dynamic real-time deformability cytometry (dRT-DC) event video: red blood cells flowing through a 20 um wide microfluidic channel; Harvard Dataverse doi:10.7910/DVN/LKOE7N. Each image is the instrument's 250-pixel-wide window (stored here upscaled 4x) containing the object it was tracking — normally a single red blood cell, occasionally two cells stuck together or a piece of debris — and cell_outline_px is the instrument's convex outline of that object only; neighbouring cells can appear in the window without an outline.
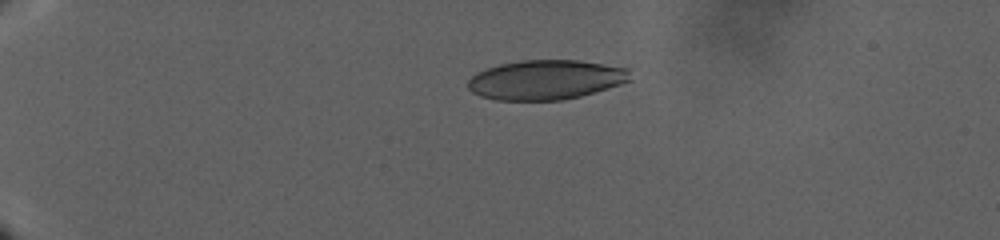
{"species": "human", "species_latin": "Homo sapiens", "temperature_condition": "warm", "stored_images_in_passage": 58, "camera_frame_rate_fps": 3000, "um_per_image_px": 0.085, "donor": {"sex": "male"}, "frame": {"image": 1, "passage_image": 1, "time_ms": 0.0, "image_size_px": [1000, 240], "cell_outline_px": [[632, 80], [620, 84], [580, 96], [560, 100], [496, 100], [480, 96], [472, 92], [468, 88], [468, 80], [476, 72], [500, 64], [520, 60], [580, 60], [628, 68]], "centroid_in_image_um": [46.38, 6.77], "position_along_channel_um": 38.6, "area_um2": 37.4}}
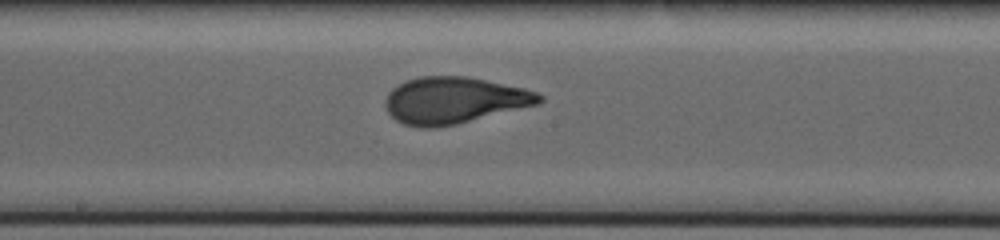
{"frame": {"image": 2, "passage_image": 29, "time_ms": 16.0, "image_size_px": [1000, 240], "cell_outline_px": [[544, 100], [540, 104], [456, 124], [436, 128], [420, 128], [404, 124], [396, 120], [388, 112], [384, 104], [388, 92], [396, 84], [420, 76], [468, 76], [524, 88], [536, 92], [544, 96]], "centroid_in_image_um": [38.6, 8.53], "position_along_channel_um": 209.6, "area_um2": 42.02}}
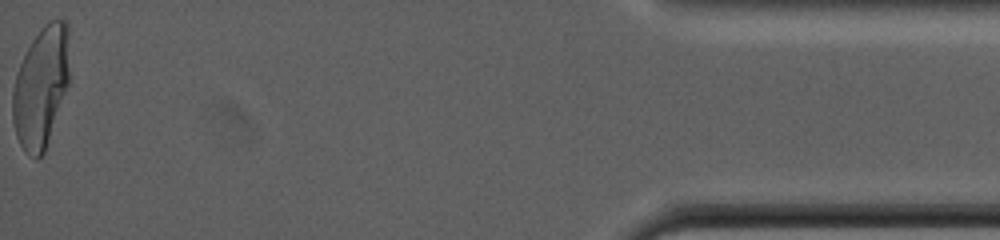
{"frame": {"image": 3, "passage_image": 58, "time_ms": 34.333, "image_size_px": [1000, 240], "cell_outline_px": [[68, 84], [44, 152], [36, 160], [28, 156], [24, 152], [16, 136], [12, 120], [12, 92], [16, 76], [20, 64], [32, 40], [40, 28], [48, 20], [64, 20], [68, 24]], "centroid_in_image_um": [3.46, 7.41], "position_along_channel_um": 431.7, "area_um2": 39.82}}